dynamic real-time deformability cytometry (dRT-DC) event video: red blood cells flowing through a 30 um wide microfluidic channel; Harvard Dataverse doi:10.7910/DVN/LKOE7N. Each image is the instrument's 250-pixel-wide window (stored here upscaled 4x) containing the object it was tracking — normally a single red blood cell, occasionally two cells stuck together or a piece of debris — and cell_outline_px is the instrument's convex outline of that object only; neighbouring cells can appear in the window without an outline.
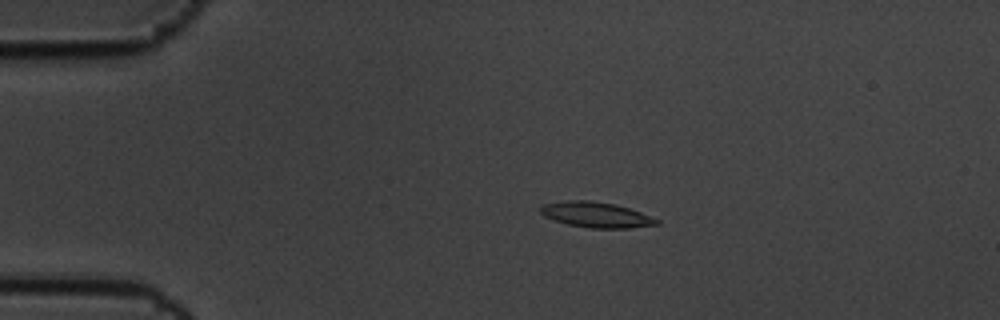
{"species": "common noctule bat (a hibernating species)", "species_latin": "Nyctalus noctula", "temperature_condition": "cold", "stored_images_in_passage": 7, "camera_frame_rate_fps": 3000, "um_per_image_px": 0.085, "animal": {"sex": "male", "body_mass_g": 19.5, "forearm_length_mm": 54.6}, "frame": {"image": 1, "passage_image": 3, "time_ms": 0.667, "image_size_px": [1000, 320], "cell_outline_px": [[660, 224], [628, 228], [588, 228], [568, 224], [544, 216], [540, 212], [540, 208], [544, 204], [568, 200], [588, 200], [616, 204], [640, 212], [660, 220]], "centroid_in_image_um": [50.69, 18.25], "position_along_channel_um": 34.3, "area_um2": 17.11}}
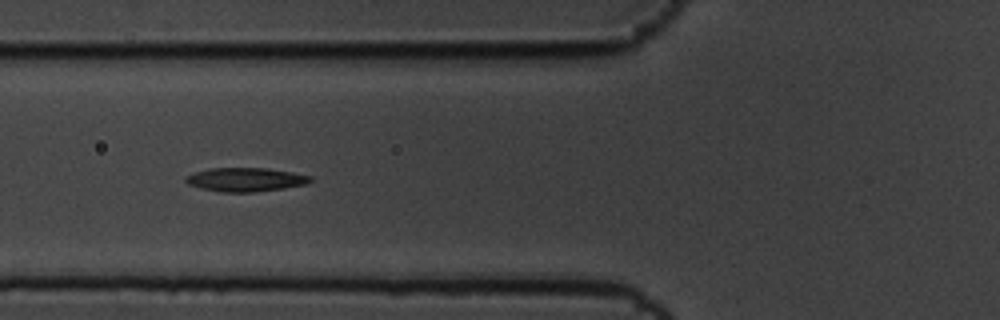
{"frame": {"image": 2, "passage_image": 6, "time_ms": 1.667, "image_size_px": [1000, 320], "cell_outline_px": [[312, 180], [308, 184], [284, 188], [252, 192], [220, 192], [200, 188], [188, 184], [184, 180], [184, 176], [196, 172], [212, 168], [268, 168], [292, 172], [312, 176]], "centroid_in_image_um": [20.88, 15.26], "position_along_channel_um": 104.9, "area_um2": 17.34}}
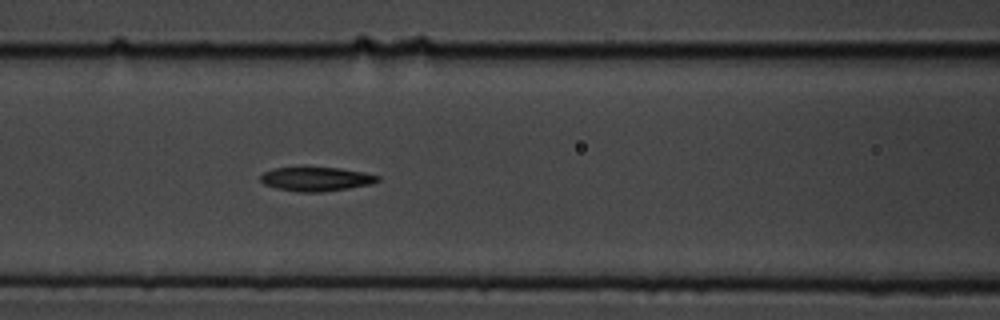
{"frame": {"image": 3, "passage_image": 7, "time_ms": 2.0, "image_size_px": [1000, 320], "cell_outline_px": [[380, 180], [372, 184], [324, 192], [300, 192], [276, 188], [264, 184], [260, 180], [260, 176], [264, 172], [272, 168], [340, 168], [364, 172], [380, 176]], "centroid_in_image_um": [26.89, 15.22], "position_along_channel_um": 139.7, "area_um2": 16.36}}